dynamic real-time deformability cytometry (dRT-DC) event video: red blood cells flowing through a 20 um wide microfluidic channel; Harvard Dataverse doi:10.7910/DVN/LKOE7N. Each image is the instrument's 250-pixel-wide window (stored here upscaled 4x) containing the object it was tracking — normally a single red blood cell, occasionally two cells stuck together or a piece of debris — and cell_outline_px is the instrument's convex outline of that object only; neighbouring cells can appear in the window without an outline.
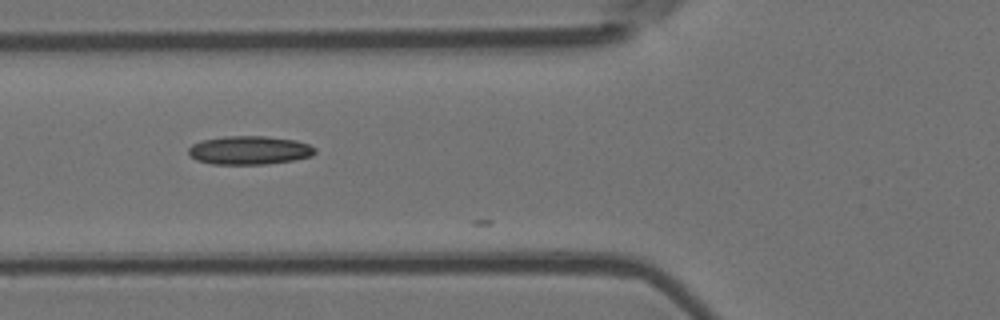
{"species": "Egyptian fruit bat (a non-hibernating species)", "species_latin": "Rousettus aegyptiacus", "temperature_condition": "room temperature", "stored_images_in_passage": 4, "camera_frame_rate_fps": 3000, "um_per_image_px": 0.085, "animal": {"sex": "female"}, "frame": {"image": 1, "passage_image": 2, "time_ms": 0.333, "image_size_px": [1000, 320], "cell_outline_px": [[316, 152], [312, 156], [292, 160], [268, 164], [212, 164], [196, 160], [188, 152], [188, 148], [192, 144], [200, 140], [224, 136], [264, 136], [296, 140], [308, 144], [316, 148]], "centroid_in_image_um": [21.19, 12.76], "position_along_channel_um": 104.6, "area_um2": 21.15}}
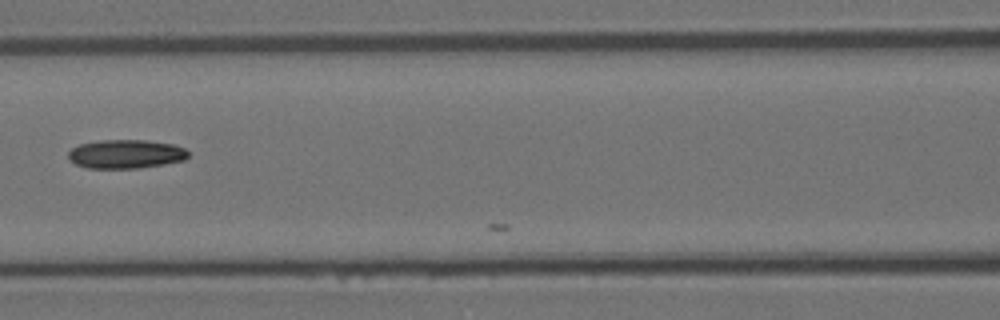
{"frame": {"image": 2, "passage_image": 3, "time_ms": 0.667, "image_size_px": [1000, 320], "cell_outline_px": [[188, 156], [184, 160], [140, 168], [88, 168], [76, 164], [68, 160], [68, 152], [72, 148], [80, 144], [100, 140], [144, 140], [172, 144], [184, 148], [188, 152]], "centroid_in_image_um": [10.66, 13.09], "position_along_channel_um": 155.9, "area_um2": 20.06}}